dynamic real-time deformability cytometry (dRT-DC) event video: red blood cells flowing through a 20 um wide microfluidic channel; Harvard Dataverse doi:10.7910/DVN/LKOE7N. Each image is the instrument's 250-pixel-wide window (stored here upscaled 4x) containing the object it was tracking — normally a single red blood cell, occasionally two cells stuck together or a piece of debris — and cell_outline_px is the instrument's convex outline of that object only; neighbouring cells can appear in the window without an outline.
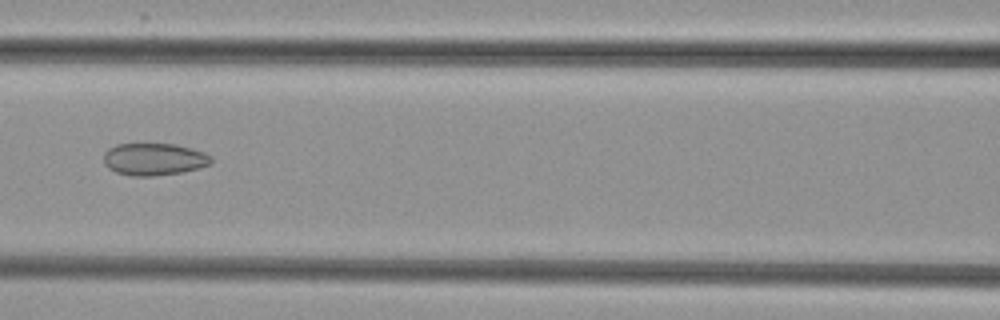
{"species": "common noctule bat (a hibernating species)", "species_latin": "Nyctalus noctula", "temperature_condition": "cold", "stored_images_in_passage": 6, "camera_frame_rate_fps": 3000, "um_per_image_px": 0.085, "animal": {"sex": "female", "body_mass_g": 29.2, "forearm_length_mm": 56.3}, "frame": {"image": 1, "passage_image": 6, "time_ms": 6.0, "image_size_px": [1000, 320], "cell_outline_px": [[212, 160], [208, 164], [200, 168], [180, 172], [152, 176], [132, 176], [116, 172], [108, 168], [104, 164], [104, 152], [108, 148], [116, 144], [172, 144], [192, 148], [204, 152], [212, 156]], "centroid_in_image_um": [13.07, 13.53], "position_along_channel_um": 153.5, "area_um2": 20.17}}